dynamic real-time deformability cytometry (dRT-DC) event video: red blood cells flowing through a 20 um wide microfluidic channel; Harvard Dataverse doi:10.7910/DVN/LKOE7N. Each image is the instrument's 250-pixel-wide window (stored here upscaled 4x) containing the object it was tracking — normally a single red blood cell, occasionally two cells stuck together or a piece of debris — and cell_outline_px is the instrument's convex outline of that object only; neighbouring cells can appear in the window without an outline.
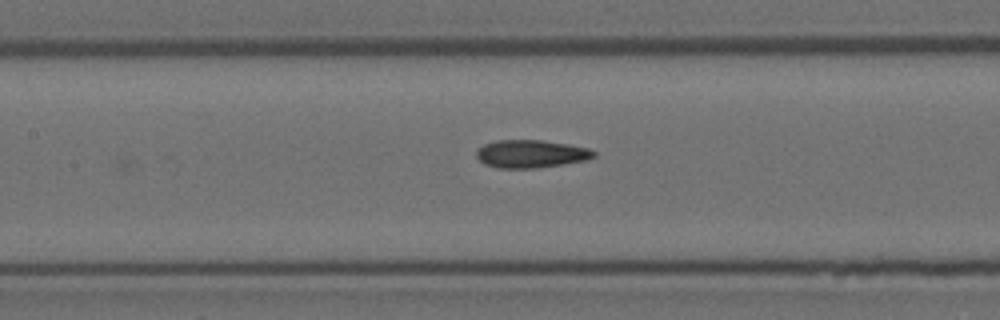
{"species": "Egyptian fruit bat (a non-hibernating species)", "species_latin": "Rousettus aegyptiacus", "temperature_condition": "room temperature", "stored_images_in_passage": 8, "camera_frame_rate_fps": 3000, "um_per_image_px": 0.085, "animal": {"sex": "female"}, "frame": {"image": 1, "passage_image": 8, "time_ms": 8.667, "image_size_px": [1000, 320], "cell_outline_px": [[596, 156], [588, 160], [536, 168], [496, 168], [484, 164], [476, 156], [476, 148], [484, 144], [496, 140], [544, 140], [568, 144], [588, 148], [596, 152]], "centroid_in_image_um": [45.12, 13.07], "position_along_channel_um": 162.3, "area_um2": 19.25}}